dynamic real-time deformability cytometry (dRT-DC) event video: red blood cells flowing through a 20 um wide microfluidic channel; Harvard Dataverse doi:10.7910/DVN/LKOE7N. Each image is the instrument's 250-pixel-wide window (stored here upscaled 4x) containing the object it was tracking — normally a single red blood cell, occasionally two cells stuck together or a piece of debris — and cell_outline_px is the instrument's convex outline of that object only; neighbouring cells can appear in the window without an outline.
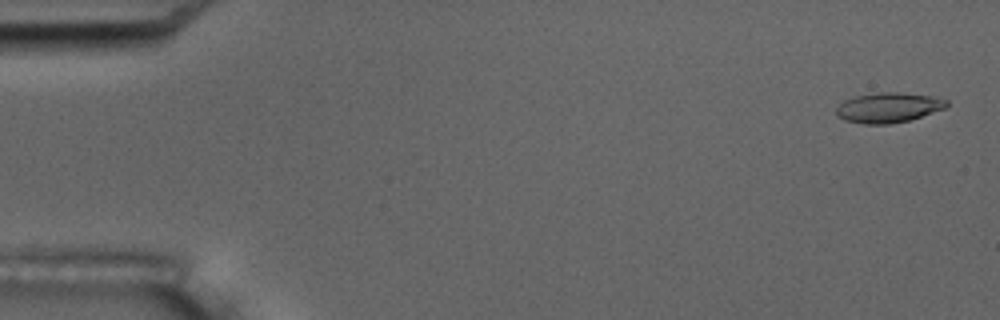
{"species": "common noctule bat (a hibernating species)", "species_latin": "Nyctalus noctula", "temperature_condition": "room temperature", "stored_images_in_passage": 5, "camera_frame_rate_fps": 3000, "um_per_image_px": 0.085, "animal": {"sex": "male", "body_mass_g": 17.5, "forearm_length_mm": 52.3}, "frame": {"image": 1, "passage_image": 1, "time_ms": 0.0, "image_size_px": [1000, 320], "cell_outline_px": [[948, 104], [944, 108], [908, 120], [888, 124], [864, 124], [844, 120], [836, 116], [836, 108], [844, 100], [856, 96], [880, 92], [896, 92], [932, 96], [948, 100]], "centroid_in_image_um": [75.47, 9.14], "position_along_channel_um": 9.5, "area_um2": 19.07}}